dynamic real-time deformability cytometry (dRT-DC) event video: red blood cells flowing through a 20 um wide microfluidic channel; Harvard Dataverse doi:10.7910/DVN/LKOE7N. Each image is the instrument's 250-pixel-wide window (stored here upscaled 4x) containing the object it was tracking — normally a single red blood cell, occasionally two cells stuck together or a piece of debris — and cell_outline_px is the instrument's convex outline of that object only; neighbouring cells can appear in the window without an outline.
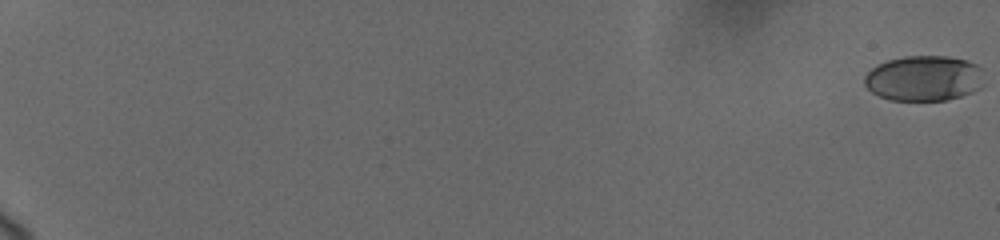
{"species": "human", "species_latin": "Homo sapiens", "temperature_condition": "cold", "stored_images_in_passage": 13, "camera_frame_rate_fps": 3000, "um_per_image_px": 0.085, "donor": {"sex": "female"}, "frame": {"image": 1, "passage_image": 1, "time_ms": 0.0, "image_size_px": [1000, 240], "cell_outline_px": [[980, 88], [972, 92], [960, 96], [944, 100], [888, 100], [872, 92], [864, 84], [864, 76], [872, 68], [888, 60], [904, 56], [948, 56], [968, 60], [976, 64], [980, 68]], "centroid_in_image_um": [78.5, 6.65], "position_along_channel_um": 6.5, "area_um2": 31.39}}